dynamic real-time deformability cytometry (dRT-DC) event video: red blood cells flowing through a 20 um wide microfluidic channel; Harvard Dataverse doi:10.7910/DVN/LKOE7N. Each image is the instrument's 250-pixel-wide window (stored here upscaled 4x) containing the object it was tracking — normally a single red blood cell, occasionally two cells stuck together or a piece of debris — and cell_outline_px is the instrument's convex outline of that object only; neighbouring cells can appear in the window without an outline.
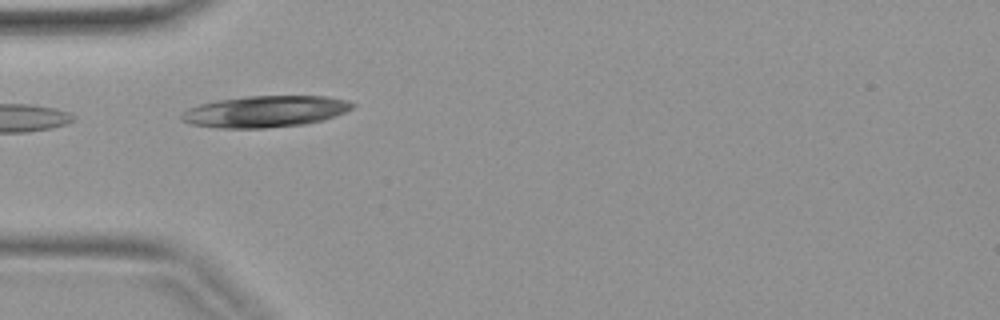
{"species": "common noctule bat (a hibernating species)", "species_latin": "Nyctalus noctula", "temperature_condition": "warm", "stored_images_in_passage": 5, "camera_frame_rate_fps": 3000, "um_per_image_px": 0.085, "animal": {"sex": "female", "body_mass_g": 19.9}, "frame": {"image": 1, "passage_image": 5, "time_ms": 1.333, "image_size_px": [1000, 320], "cell_outline_px": [[356, 104], [352, 108], [336, 116], [324, 120], [304, 124], [264, 128], [216, 128], [192, 124], [180, 120], [180, 116], [188, 108], [200, 104], [216, 100], [248, 96], [328, 96], [348, 100]], "centroid_in_image_um": [22.55, 9.47], "position_along_channel_um": 62.4, "area_um2": 31.44}}